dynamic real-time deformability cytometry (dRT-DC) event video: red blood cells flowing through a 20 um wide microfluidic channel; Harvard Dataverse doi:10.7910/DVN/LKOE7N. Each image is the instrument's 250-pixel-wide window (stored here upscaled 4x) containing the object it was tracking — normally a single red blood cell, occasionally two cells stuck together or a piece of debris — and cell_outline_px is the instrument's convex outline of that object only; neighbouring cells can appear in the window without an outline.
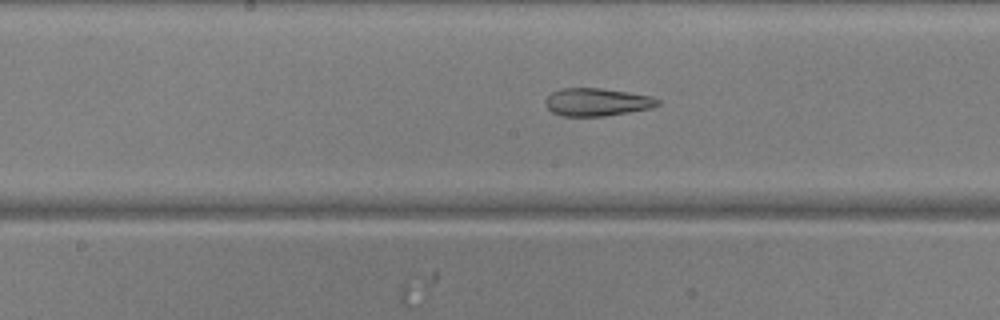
{"species": "common noctule bat (a hibernating species)", "species_latin": "Nyctalus noctula", "temperature_condition": "warm", "stored_images_in_passage": 51, "camera_frame_rate_fps": 3000, "um_per_image_px": 0.085, "animal": {"sex": "male", "body_mass_g": 20.5, "forearm_length_mm": 52.5}, "frame": {"image": 1, "passage_image": 26, "time_ms": 8.333, "image_size_px": [1000, 320], "cell_outline_px": [[660, 104], [652, 108], [604, 116], [560, 116], [552, 112], [544, 104], [544, 100], [552, 92], [560, 88], [600, 88], [628, 92], [652, 96], [660, 100]], "centroid_in_image_um": [50.72, 8.67], "position_along_channel_um": 197.5, "area_um2": 18.32}}
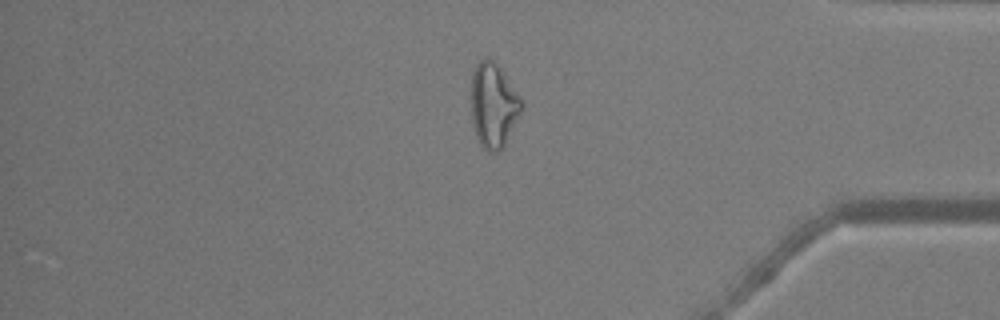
{"frame": {"image": 2, "passage_image": 43, "time_ms": 14.0, "image_size_px": [1000, 320], "cell_outline_px": [[524, 104], [504, 148], [496, 152], [488, 152], [480, 144], [476, 136], [472, 120], [472, 72], [476, 64], [484, 56], [488, 56], [504, 72], [524, 100]], "centroid_in_image_um": [41.97, 8.93], "position_along_channel_um": 393.2, "area_um2": 25.09}}
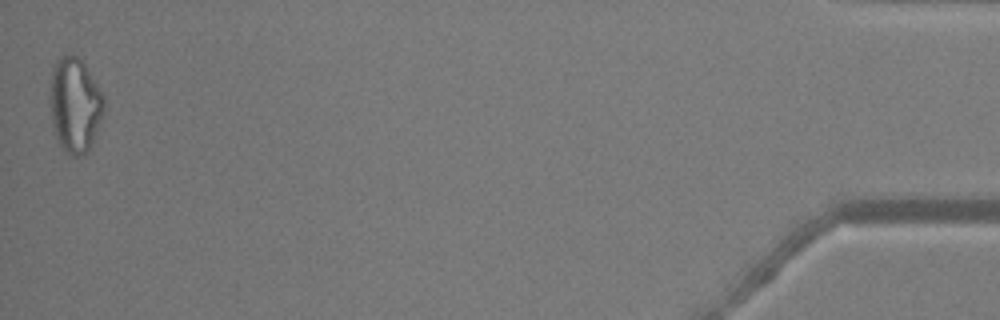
{"frame": {"image": 3, "passage_image": 51, "time_ms": 16.667, "image_size_px": [1000, 320], "cell_outline_px": [[104, 112], [92, 140], [84, 156], [68, 156], [60, 144], [56, 136], [52, 124], [48, 88], [52, 68], [56, 60], [60, 56], [76, 56], [84, 64], [104, 96]], "centroid_in_image_um": [6.33, 8.92], "position_along_channel_um": 428.9, "area_um2": 29.77}, "authors_computed_cell_mechanics": {"area_um2": 25.0852, "velocity_mm_per_s": 3.9209, "shape_relaxation_time_tau1_ms": null, "shape_relaxation_time_tau2_ms": 2.3981, "deformation_change_tau1": null, "deformation_change_tau2": 0.1084}}